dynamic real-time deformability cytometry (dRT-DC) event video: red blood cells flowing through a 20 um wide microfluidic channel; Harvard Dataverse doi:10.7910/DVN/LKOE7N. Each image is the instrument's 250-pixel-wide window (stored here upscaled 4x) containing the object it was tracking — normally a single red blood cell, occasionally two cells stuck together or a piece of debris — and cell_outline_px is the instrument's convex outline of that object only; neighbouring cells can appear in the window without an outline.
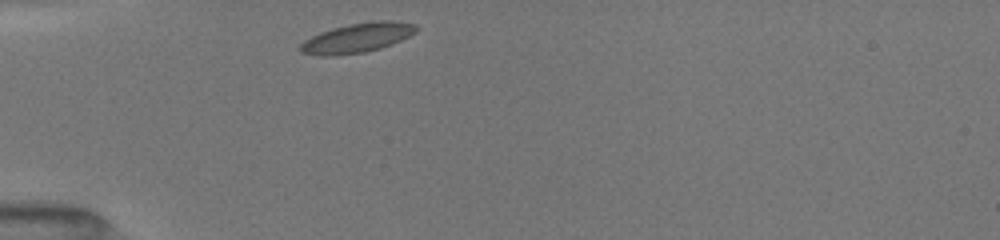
{"species": "common noctule bat (a hibernating species)", "species_latin": "Nyctalus noctula", "temperature_condition": "room temperature", "stored_images_in_passage": 52, "camera_frame_rate_fps": 3000, "um_per_image_px": 0.085, "animal": {"sex": "female", "body_mass_g": 19.5, "forearm_length_mm": 54.1}, "frame": {"image": 1, "passage_image": 1, "time_ms": 0.0, "image_size_px": [1000, 240], "cell_outline_px": [[416, 32], [400, 40], [380, 48], [364, 52], [332, 56], [324, 56], [300, 52], [296, 48], [304, 40], [320, 32], [332, 28], [348, 24], [376, 20], [392, 20], [416, 24]], "centroid_in_image_um": [30.32, 3.21], "position_along_channel_um": 54.7, "area_um2": 19.94}}
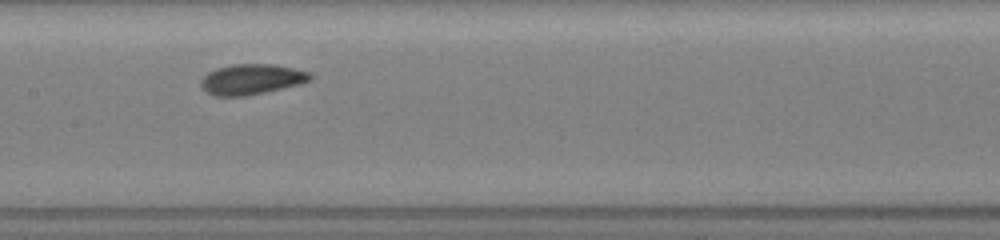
{"frame": {"image": 2, "passage_image": 20, "time_ms": 3.667, "image_size_px": [1000, 240], "cell_outline_px": [[312, 80], [300, 84], [264, 92], [244, 96], [216, 96], [208, 92], [200, 84], [200, 80], [208, 72], [216, 68], [232, 64], [272, 64], [296, 68], [308, 72], [312, 76]], "centroid_in_image_um": [21.39, 6.73], "position_along_channel_um": 186.0, "area_um2": 19.31}}
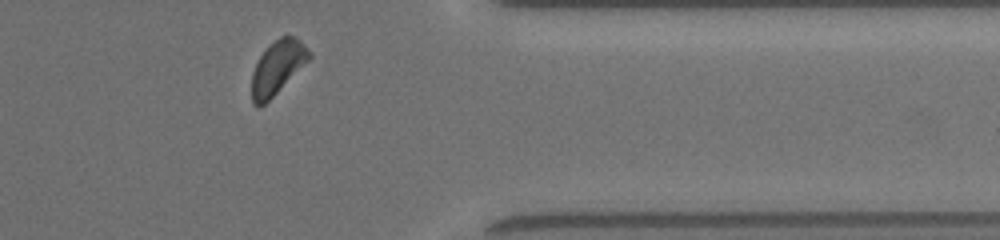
{"frame": {"image": 3, "passage_image": 45, "time_ms": 9.0, "image_size_px": [1000, 240], "cell_outline_px": [[312, 56], [260, 108], [256, 108], [252, 104], [252, 72], [260, 56], [268, 44], [280, 36], [296, 36], [308, 48]], "centroid_in_image_um": [23.56, 5.71], "position_along_channel_um": 387.8, "area_um2": 17.63}, "authors_computed_cell_mechanics": {"area_um2": 18.7272, "velocity_mm_per_s": 3.972, "shape_relaxation_time_tau1_ms": 1.896, "shape_relaxation_time_tau2_ms": 4.338, "deformation_change_tau1": 0.0792, "deformation_change_tau2": 0.0858}}